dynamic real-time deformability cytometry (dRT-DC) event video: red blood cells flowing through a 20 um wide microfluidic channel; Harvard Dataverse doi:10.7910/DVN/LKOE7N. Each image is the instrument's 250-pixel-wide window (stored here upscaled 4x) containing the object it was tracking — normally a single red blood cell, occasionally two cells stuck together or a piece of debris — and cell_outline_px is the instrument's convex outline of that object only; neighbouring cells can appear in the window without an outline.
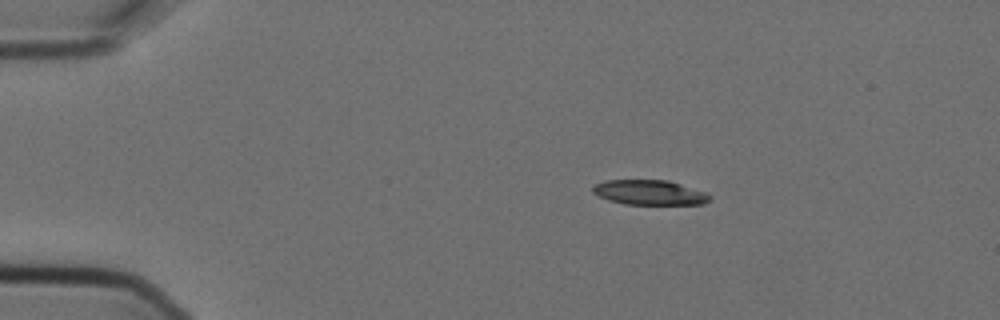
{"species": "Egyptian fruit bat (a non-hibernating species)", "species_latin": "Rousettus aegyptiacus", "temperature_condition": "cold", "stored_images_in_passage": 3, "camera_frame_rate_fps": 3000, "um_per_image_px": 0.085, "animal": {"sex": "female"}, "frame": {"image": 1, "passage_image": 1, "time_ms": 0.0, "image_size_px": [1000, 320], "cell_outline_px": [[712, 200], [704, 204], [624, 204], [608, 200], [592, 192], [592, 188], [596, 184], [604, 180], [668, 180], [704, 192], [712, 196]], "centroid_in_image_um": [55.22, 16.36], "position_along_channel_um": 29.8, "area_um2": 16.88}}